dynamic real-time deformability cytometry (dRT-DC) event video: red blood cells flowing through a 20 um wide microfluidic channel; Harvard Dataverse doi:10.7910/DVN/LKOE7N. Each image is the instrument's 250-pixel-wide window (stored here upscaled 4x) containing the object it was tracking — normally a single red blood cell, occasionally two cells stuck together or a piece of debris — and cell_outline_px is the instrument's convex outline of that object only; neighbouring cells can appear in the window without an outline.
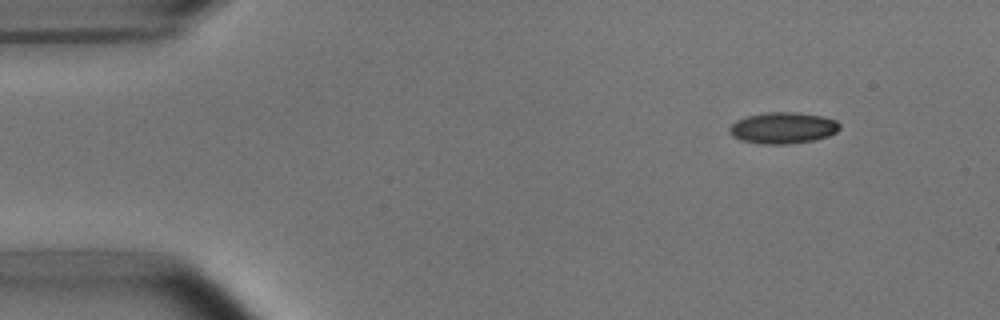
{"species": "common noctule bat (a hibernating species)", "species_latin": "Nyctalus noctula", "temperature_condition": "room temperature", "stored_images_in_passage": 5, "camera_frame_rate_fps": 3000, "um_per_image_px": 0.085, "animal": {"sex": "male", "body_mass_g": 15.6}, "frame": {"image": 1, "passage_image": 1, "time_ms": 0.0, "image_size_px": [1000, 320], "cell_outline_px": [[840, 128], [836, 132], [828, 136], [812, 140], [788, 144], [760, 144], [740, 140], [732, 136], [728, 132], [728, 128], [736, 120], [748, 116], [768, 112], [796, 112], [824, 116], [836, 120], [840, 124]], "centroid_in_image_um": [66.54, 10.87], "position_along_channel_um": 18.5, "area_um2": 20.23}}
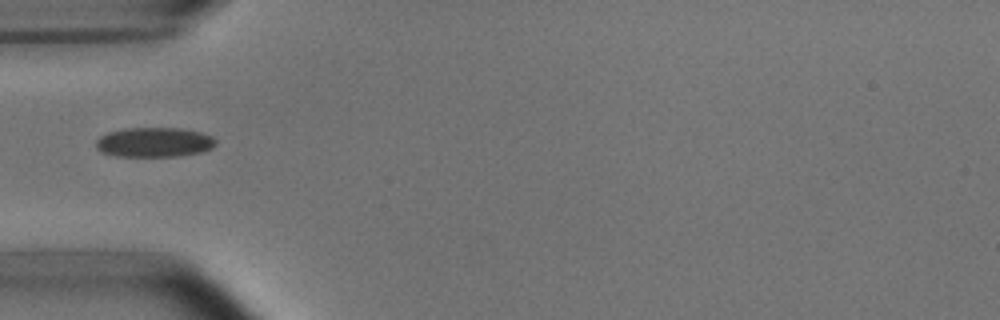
{"frame": {"image": 2, "passage_image": 4, "time_ms": 1.0, "image_size_px": [1000, 320], "cell_outline_px": [[216, 144], [212, 148], [200, 152], [180, 156], [116, 156], [100, 152], [96, 148], [96, 140], [100, 136], [108, 132], [124, 128], [180, 128], [200, 132], [212, 136], [216, 140]], "centroid_in_image_um": [13.09, 12.09], "position_along_channel_um": 71.9, "area_um2": 20.81}}